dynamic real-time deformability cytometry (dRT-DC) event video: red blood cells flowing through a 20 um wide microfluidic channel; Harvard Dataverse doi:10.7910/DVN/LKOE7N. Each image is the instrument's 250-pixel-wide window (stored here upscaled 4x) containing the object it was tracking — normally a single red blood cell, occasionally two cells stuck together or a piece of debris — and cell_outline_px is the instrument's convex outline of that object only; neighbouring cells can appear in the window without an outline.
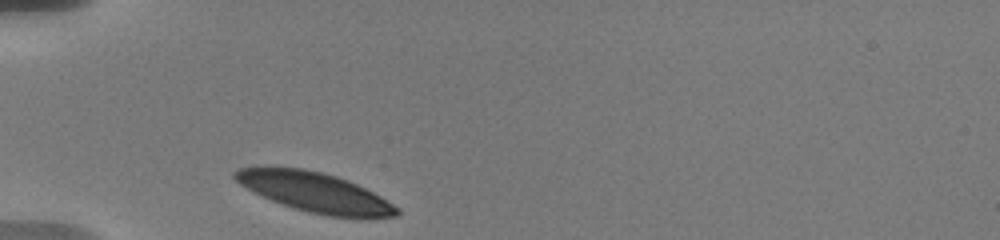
{"species": "human", "species_latin": "Homo sapiens", "temperature_condition": "warm", "stored_images_in_passage": 50, "camera_frame_rate_fps": 3000, "um_per_image_px": 0.085, "donor": {"sex": "male"}, "frame": {"image": 1, "passage_image": 1, "time_ms": 0.0, "image_size_px": [1000, 240], "cell_outline_px": [[400, 212], [396, 216], [368, 220], [356, 220], [328, 216], [308, 212], [272, 200], [240, 184], [232, 176], [232, 172], [240, 168], [264, 164], [268, 164], [304, 168], [336, 176], [348, 180], [380, 196], [400, 208]], "centroid_in_image_um": [26.79, 16.34], "position_along_channel_um": 58.2, "area_um2": 38.38}}
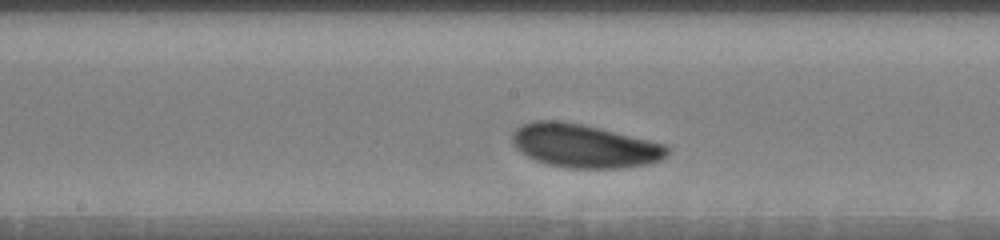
{"frame": {"image": 2, "passage_image": 28, "time_ms": 4.333, "image_size_px": [1000, 240], "cell_outline_px": [[672, 148], [668, 156], [660, 160], [648, 164], [620, 168], [568, 168], [548, 164], [536, 160], [520, 152], [516, 148], [512, 140], [512, 132], [520, 124], [532, 120], [560, 120], [584, 124], [664, 144]], "centroid_in_image_um": [49.66, 12.39], "position_along_channel_um": 198.5, "area_um2": 39.54}}
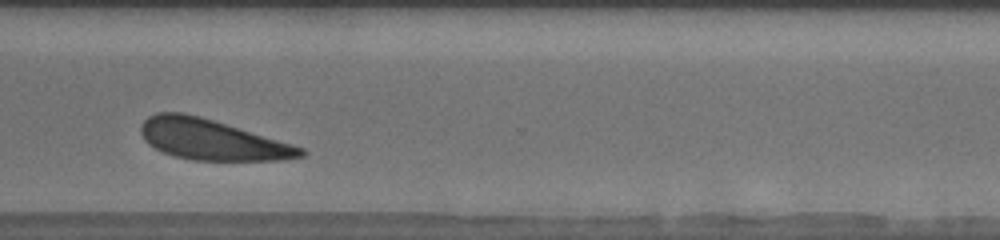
{"frame": {"image": 3, "passage_image": 45, "time_ms": 8.667, "image_size_px": [1000, 240], "cell_outline_px": [[308, 152], [304, 156], [280, 160], [192, 160], [176, 156], [164, 152], [148, 144], [144, 140], [140, 132], [140, 124], [148, 116], [156, 112], [180, 112], [200, 116], [292, 144], [304, 148]], "centroid_in_image_um": [17.98, 11.86], "position_along_channel_um": 352.6, "area_um2": 37.51}, "authors_computed_cell_mechanics": {"area_um2": 39.0728, "velocity_mm_per_s": 3.5503, "shape_relaxation_time_tau1_ms": 1.3813, "shape_relaxation_time_tau2_ms": null, "deformation_change_tau1": 0.0897, "deformation_change_tau2": null}}